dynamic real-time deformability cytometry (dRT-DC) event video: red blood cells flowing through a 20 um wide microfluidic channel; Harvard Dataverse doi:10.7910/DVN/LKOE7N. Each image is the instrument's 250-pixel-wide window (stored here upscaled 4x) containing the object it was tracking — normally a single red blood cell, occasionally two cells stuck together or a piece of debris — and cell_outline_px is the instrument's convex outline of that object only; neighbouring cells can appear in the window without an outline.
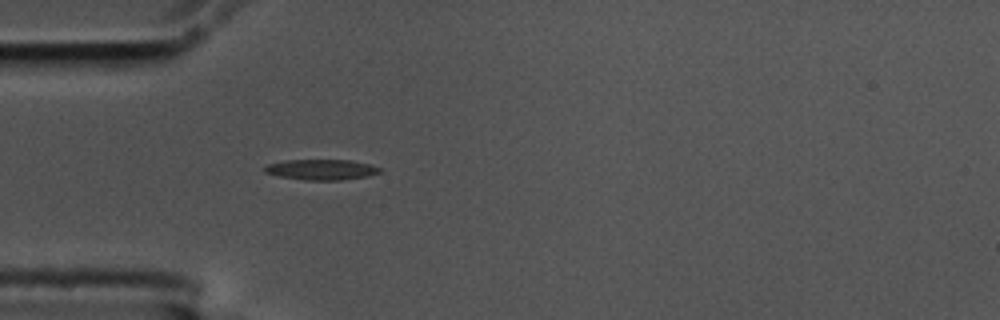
{"species": "common noctule bat (a hibernating species)", "species_latin": "Nyctalus noctula", "temperature_condition": "cold", "stored_images_in_passage": 40, "camera_frame_rate_fps": 3000, "um_per_image_px": 0.085, "animal": {"sex": "male", "body_mass_g": 17.5, "forearm_length_mm": 52.3}, "frame": {"image": 1, "passage_image": 1, "time_ms": 0.0, "image_size_px": [1000, 320], "cell_outline_px": [[380, 172], [368, 176], [340, 180], [304, 180], [280, 176], [264, 172], [264, 168], [268, 164], [284, 160], [352, 160], [368, 164], [380, 168]], "centroid_in_image_um": [27.3, 14.41], "position_along_channel_um": 57.7, "area_um2": 13.64}}
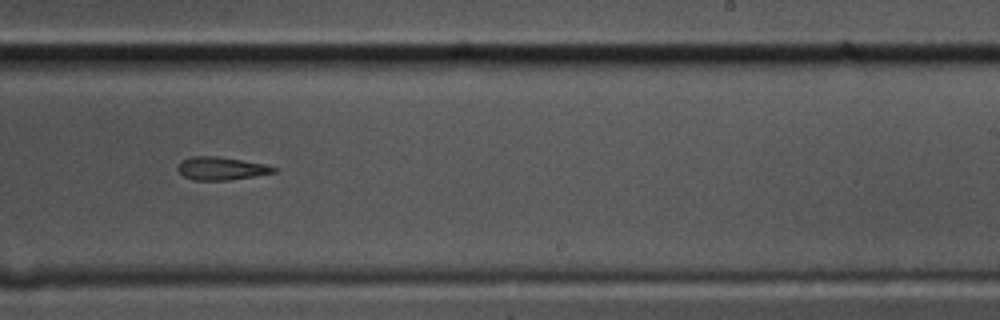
{"frame": {"image": 2, "passage_image": 19, "time_ms": 6.0, "image_size_px": [1000, 320], "cell_outline_px": [[276, 172], [228, 180], [192, 180], [184, 176], [176, 168], [176, 164], [180, 160], [192, 156], [216, 156], [264, 164], [276, 168]], "centroid_in_image_um": [18.71, 14.31], "position_along_channel_um": 270.3, "area_um2": 12.77}}
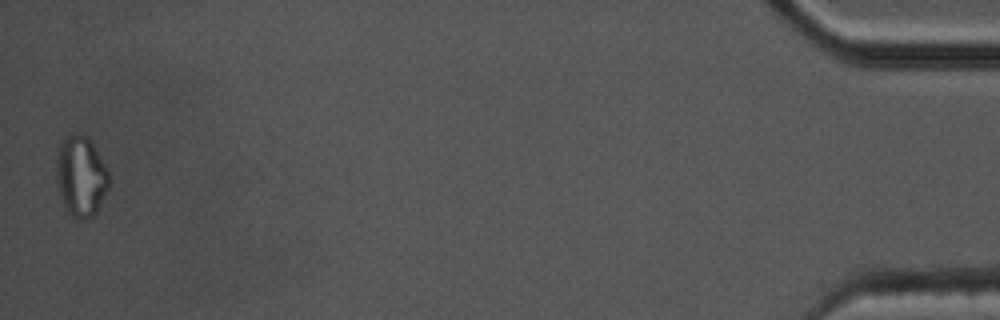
{"frame": {"image": 3, "passage_image": 40, "time_ms": 13.0, "image_size_px": [1000, 320], "cell_outline_px": [[108, 188], [96, 212], [92, 216], [84, 220], [80, 220], [64, 204], [56, 184], [56, 160], [64, 136], [76, 132], [80, 132], [88, 136], [108, 168]], "centroid_in_image_um": [6.88, 14.91], "position_along_channel_um": 428.3, "area_um2": 24.51}}